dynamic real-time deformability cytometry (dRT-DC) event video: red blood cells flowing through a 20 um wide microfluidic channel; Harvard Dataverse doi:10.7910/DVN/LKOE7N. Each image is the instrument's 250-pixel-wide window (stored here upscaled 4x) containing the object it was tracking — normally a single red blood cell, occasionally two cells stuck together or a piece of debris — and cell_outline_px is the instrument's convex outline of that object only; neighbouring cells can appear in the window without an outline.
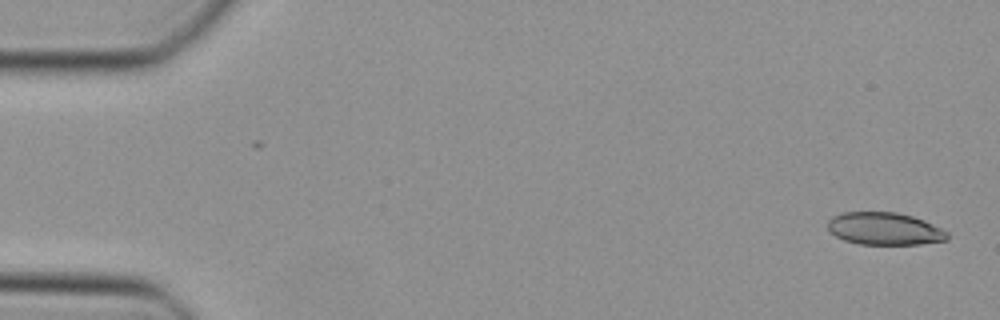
{"species": "Egyptian fruit bat (a non-hibernating species)", "species_latin": "Rousettus aegyptiacus", "temperature_condition": "cold", "stored_images_in_passage": 45, "segment_of_instrument_passage": [1, 2], "camera_frame_rate_fps": 3000, "um_per_image_px": 0.085, "animal": {"sex": "female"}, "frame": {"image": 1, "passage_image": 1, "time_ms": 0.0, "image_size_px": [1000, 320], "cell_outline_px": [[948, 240], [920, 244], [860, 244], [844, 240], [836, 236], [828, 228], [828, 220], [832, 216], [844, 212], [896, 212], [912, 216], [924, 220], [948, 232]], "centroid_in_image_um": [75.19, 19.44], "position_along_channel_um": 9.8, "area_um2": 22.54}}
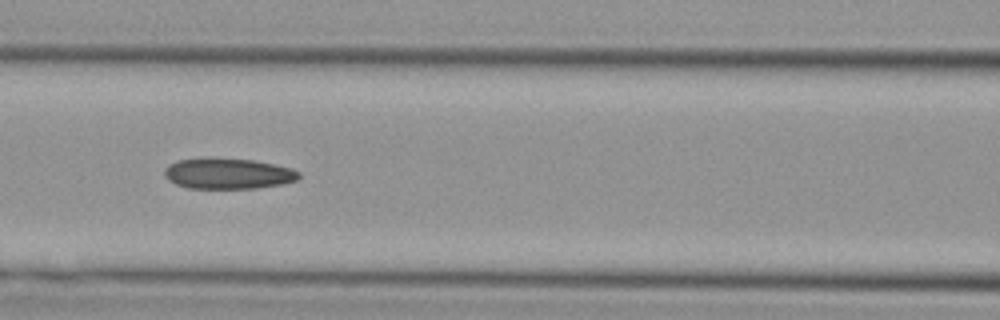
{"frame": {"image": 2, "passage_image": 20, "time_ms": 6.333, "image_size_px": [1000, 320], "cell_outline_px": [[300, 176], [296, 180], [280, 184], [256, 188], [188, 188], [176, 184], [168, 180], [164, 176], [164, 168], [168, 164], [180, 160], [252, 160], [292, 168], [300, 172]], "centroid_in_image_um": [19.38, 14.79], "position_along_channel_um": 147.2, "area_um2": 23.29}}
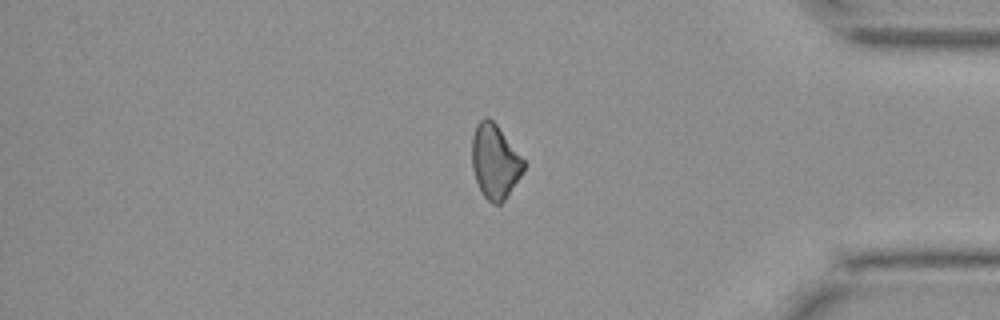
{"frame": {"image": 3, "passage_image": 39, "time_ms": 12.667, "image_size_px": [1000, 320], "cell_outline_px": [[524, 172], [504, 200], [500, 204], [492, 204], [484, 196], [476, 180], [472, 168], [472, 136], [476, 124], [484, 116], [488, 116], [496, 124], [524, 160]], "centroid_in_image_um": [42.05, 13.71], "position_along_channel_um": 393.1, "area_um2": 22.25}}